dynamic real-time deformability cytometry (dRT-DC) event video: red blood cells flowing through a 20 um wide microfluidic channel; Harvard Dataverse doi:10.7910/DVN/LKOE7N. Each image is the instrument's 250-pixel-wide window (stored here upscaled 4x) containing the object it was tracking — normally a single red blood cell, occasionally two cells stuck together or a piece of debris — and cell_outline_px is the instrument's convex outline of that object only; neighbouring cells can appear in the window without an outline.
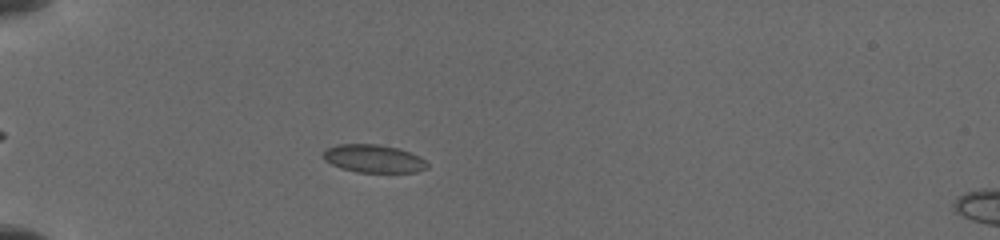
{"species": "common noctule bat (a hibernating species)", "species_latin": "Nyctalus noctula", "temperature_condition": "cold", "stored_images_in_passage": 26, "camera_frame_rate_fps": 3000, "um_per_image_px": 0.085, "animal": {"sex": "female", "body_mass_g": 19.5, "forearm_length_mm": 54.1}, "frame": {"image": 1, "passage_image": 11, "time_ms": 4.0, "image_size_px": [1000, 240], "cell_outline_px": [[428, 168], [416, 172], [356, 172], [340, 168], [324, 160], [320, 156], [328, 148], [336, 144], [380, 144], [400, 148], [420, 156], [428, 164]], "centroid_in_image_um": [31.75, 13.48], "position_along_channel_um": 53.3, "area_um2": 17.17}}
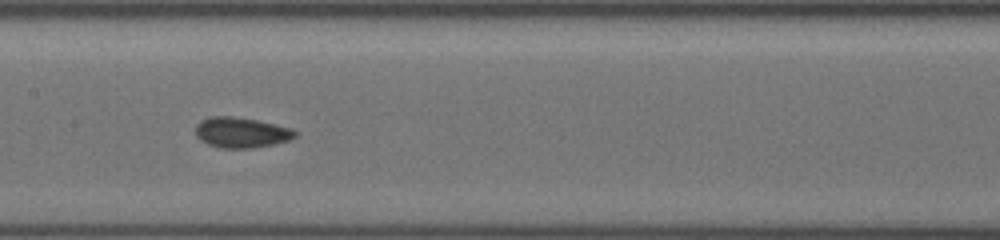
{"frame": {"image": 2, "passage_image": 20, "time_ms": 8.0, "image_size_px": [1000, 240], "cell_outline_px": [[296, 136], [288, 140], [272, 144], [252, 148], [220, 148], [208, 144], [200, 140], [196, 136], [196, 124], [200, 120], [212, 116], [232, 116], [256, 120], [292, 128], [296, 132]], "centroid_in_image_um": [20.47, 11.26], "position_along_channel_um": 186.9, "area_um2": 17.57}}
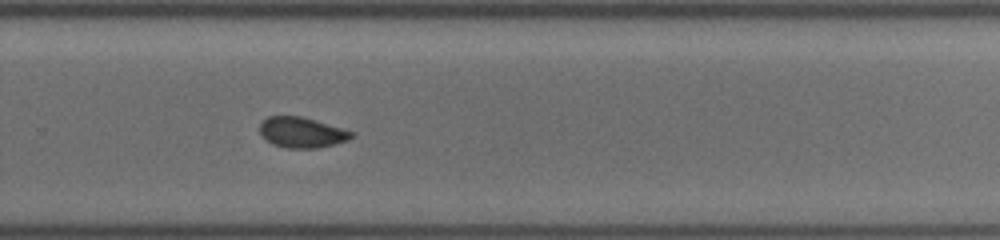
{"frame": {"image": 3, "passage_image": 26, "time_ms": 11.0, "image_size_px": [1000, 240], "cell_outline_px": [[356, 136], [348, 140], [316, 148], [288, 148], [272, 144], [260, 132], [260, 124], [268, 116], [300, 116], [356, 132]], "centroid_in_image_um": [25.69, 11.25], "position_along_channel_um": 304.1, "area_um2": 16.13}}